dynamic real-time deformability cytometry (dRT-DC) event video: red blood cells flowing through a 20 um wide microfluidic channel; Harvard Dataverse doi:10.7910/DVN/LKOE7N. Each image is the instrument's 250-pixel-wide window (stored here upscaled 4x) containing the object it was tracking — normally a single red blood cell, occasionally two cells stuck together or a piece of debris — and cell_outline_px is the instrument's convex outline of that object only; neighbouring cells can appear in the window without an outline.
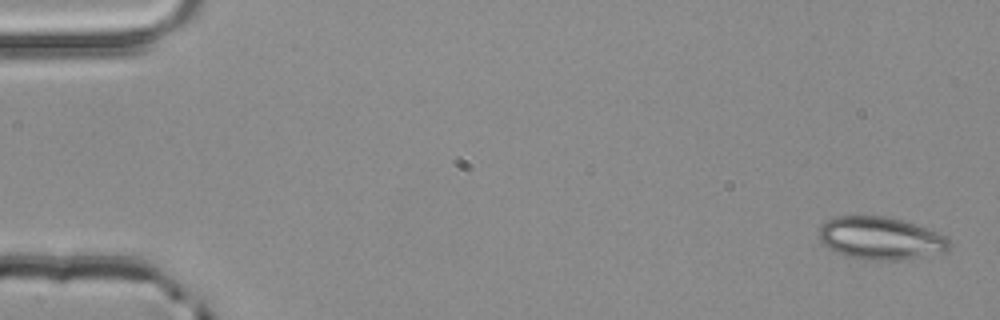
{"species": "common noctule bat (a hibernating species)", "species_latin": "Nyctalus noctula", "temperature_condition": "room temperature", "stored_images_in_passage": 54, "segment_of_instrument_passage": [1, 2], "camera_frame_rate_fps": 3000, "um_per_image_px": 0.085, "animal": {"sex": "male", "body_mass_g": 20.4}, "frame": {"image": 1, "passage_image": 1, "time_ms": 0.0, "image_size_px": [1000, 320], "cell_outline_px": [[948, 248], [944, 252], [924, 256], [892, 260], [864, 260], [848, 256], [836, 252], [820, 244], [820, 228], [832, 216], [884, 216], [904, 220], [928, 228], [944, 236], [948, 240]], "centroid_in_image_um": [74.81, 20.24], "position_along_channel_um": 10.2, "area_um2": 32.25}}
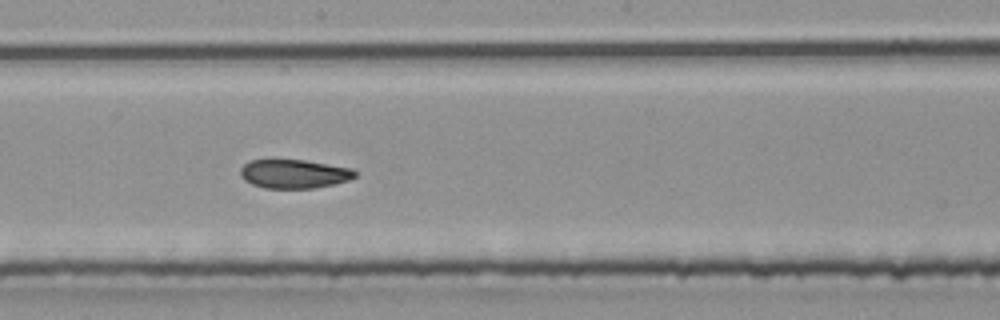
{"frame": {"image": 2, "passage_image": 29, "time_ms": 9.333, "image_size_px": [1000, 320], "cell_outline_px": [[356, 176], [348, 180], [332, 184], [312, 188], [264, 188], [252, 184], [244, 180], [240, 176], [240, 168], [248, 160], [272, 156], [304, 160], [352, 168], [356, 172]], "centroid_in_image_um": [24.89, 14.72], "position_along_channel_um": 223.3, "area_um2": 20.0}}
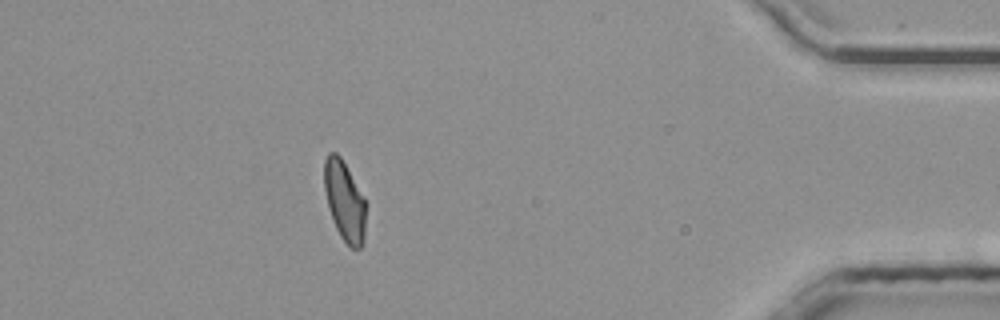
{"frame": {"image": 3, "passage_image": 47, "time_ms": 15.333, "image_size_px": [1000, 320], "cell_outline_px": [[368, 204], [364, 240], [360, 248], [348, 248], [340, 236], [336, 228], [328, 208], [324, 188], [324, 160], [328, 152], [336, 152], [340, 156], [364, 196]], "centroid_in_image_um": [29.32, 17.11], "position_along_channel_um": 405.9, "area_um2": 19.94}}